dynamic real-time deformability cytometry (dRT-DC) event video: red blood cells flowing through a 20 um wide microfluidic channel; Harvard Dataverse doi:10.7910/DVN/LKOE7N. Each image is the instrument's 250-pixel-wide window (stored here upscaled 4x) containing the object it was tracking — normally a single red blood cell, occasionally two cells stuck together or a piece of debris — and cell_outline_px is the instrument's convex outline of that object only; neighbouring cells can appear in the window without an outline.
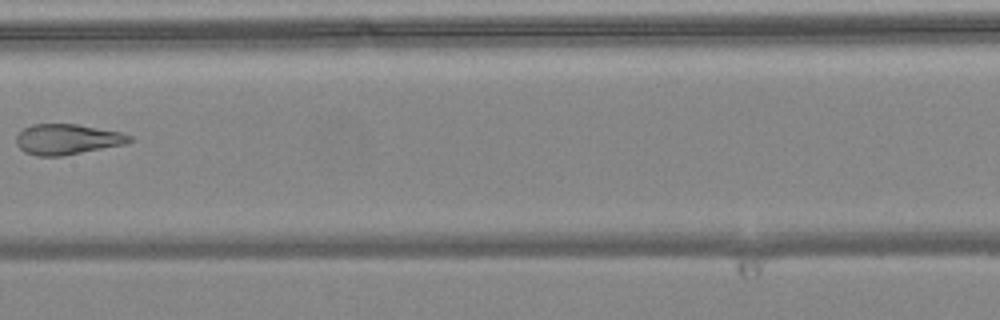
{"species": "common noctule bat (a hibernating species)", "species_latin": "Nyctalus noctula", "temperature_condition": "warm", "stored_images_in_passage": 8, "camera_frame_rate_fps": 3000, "um_per_image_px": 0.085, "animal": {"sex": "female", "body_mass_g": 24.6, "forearm_length_mm": 56.2}, "frame": {"image": 1, "passage_image": 8, "time_ms": 2.333, "image_size_px": [1000, 320], "cell_outline_px": [[132, 140], [124, 144], [64, 156], [36, 156], [24, 152], [16, 144], [16, 136], [24, 128], [32, 124], [76, 124], [124, 132], [132, 136]], "centroid_in_image_um": [5.72, 11.84], "position_along_channel_um": 201.7, "area_um2": 20.23}}